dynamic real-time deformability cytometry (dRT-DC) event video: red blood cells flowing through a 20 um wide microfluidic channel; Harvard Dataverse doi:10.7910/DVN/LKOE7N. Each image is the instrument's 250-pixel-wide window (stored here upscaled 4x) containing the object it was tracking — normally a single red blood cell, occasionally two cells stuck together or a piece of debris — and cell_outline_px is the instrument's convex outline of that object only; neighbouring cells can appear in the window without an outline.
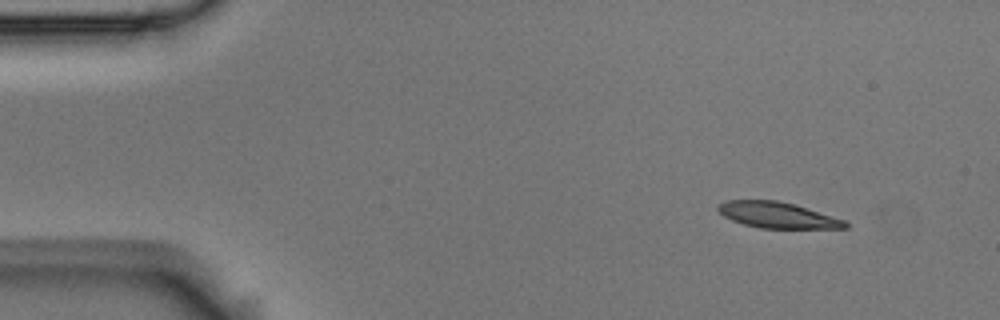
{"species": "Egyptian fruit bat (a non-hibernating species)", "species_latin": "Rousettus aegyptiacus", "temperature_condition": "room temperature", "stored_images_in_passage": 5, "camera_frame_rate_fps": 3000, "um_per_image_px": 0.085, "animal": {"sex": "male"}, "frame": {"image": 1, "passage_image": 1, "time_ms": 0.0, "image_size_px": [1000, 320], "cell_outline_px": [[848, 228], [760, 228], [744, 224], [732, 220], [724, 216], [716, 208], [716, 204], [724, 200], [776, 200], [792, 204], [844, 220], [848, 224]], "centroid_in_image_um": [66.01, 18.28], "position_along_channel_um": 19.0, "area_um2": 18.96}}
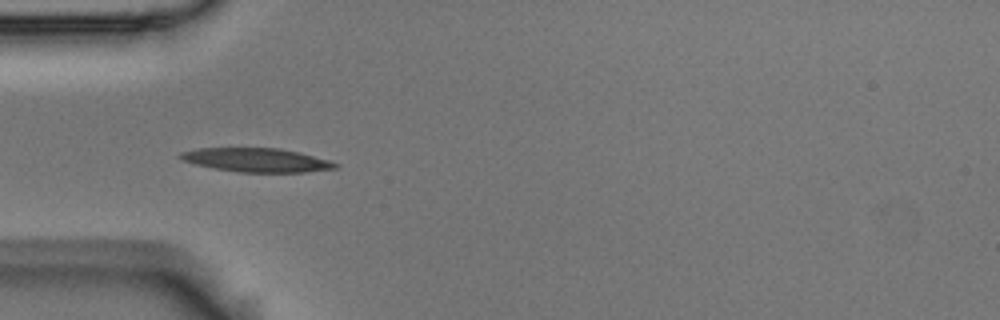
{"frame": {"image": 2, "passage_image": 4, "time_ms": 1.0, "image_size_px": [1000, 320], "cell_outline_px": [[340, 168], [304, 172], [240, 172], [216, 168], [196, 164], [180, 160], [176, 156], [180, 152], [196, 148], [280, 148], [300, 152], [328, 160], [340, 164]], "centroid_in_image_um": [21.81, 13.59], "position_along_channel_um": 63.2, "area_um2": 21.62}}
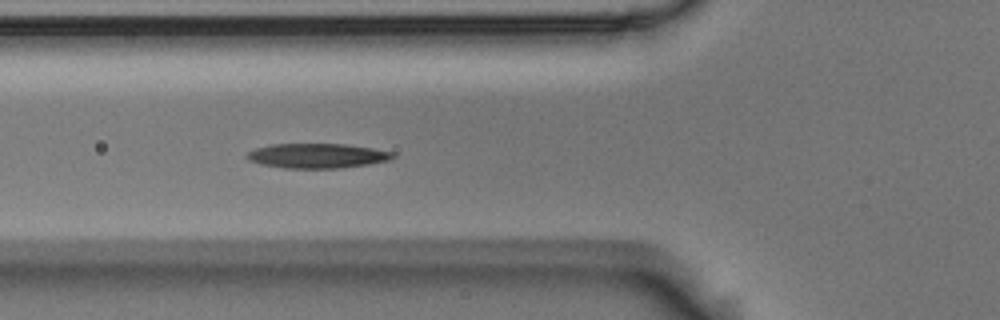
{"frame": {"image": 3, "passage_image": 5, "time_ms": 1.333, "image_size_px": [1000, 320], "cell_outline_px": [[396, 156], [392, 160], [368, 164], [340, 168], [284, 168], [260, 164], [248, 160], [244, 156], [248, 152], [256, 148], [272, 144], [344, 144], [372, 148], [396, 152]], "centroid_in_image_um": [26.99, 13.24], "position_along_channel_um": 98.8, "area_um2": 21.15}}